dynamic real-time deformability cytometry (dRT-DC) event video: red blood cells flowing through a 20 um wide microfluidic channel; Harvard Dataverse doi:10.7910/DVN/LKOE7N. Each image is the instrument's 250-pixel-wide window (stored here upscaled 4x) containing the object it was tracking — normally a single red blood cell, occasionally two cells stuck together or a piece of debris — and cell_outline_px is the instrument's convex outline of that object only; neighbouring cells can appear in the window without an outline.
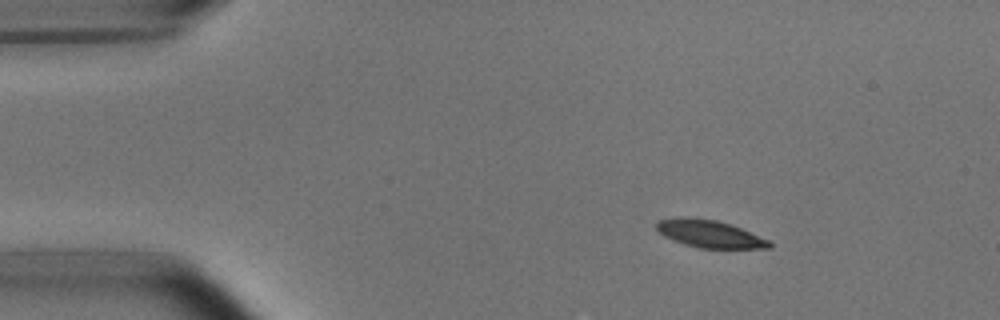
{"species": "common noctule bat (a hibernating species)", "species_latin": "Nyctalus noctula", "temperature_condition": "room temperature", "stored_images_in_passage": 53, "camera_frame_rate_fps": 3000, "um_per_image_px": 0.085, "animal": {"sex": "male", "body_mass_g": 15.6}, "frame": {"image": 1, "passage_image": 7, "time_ms": 2.0, "image_size_px": [1000, 320], "cell_outline_px": [[772, 248], [700, 248], [684, 244], [672, 240], [656, 232], [656, 220], [676, 216], [688, 216], [716, 220], [740, 228], [768, 240], [772, 244]], "centroid_in_image_um": [60.21, 19.86], "position_along_channel_um": 24.8, "area_um2": 18.21}}
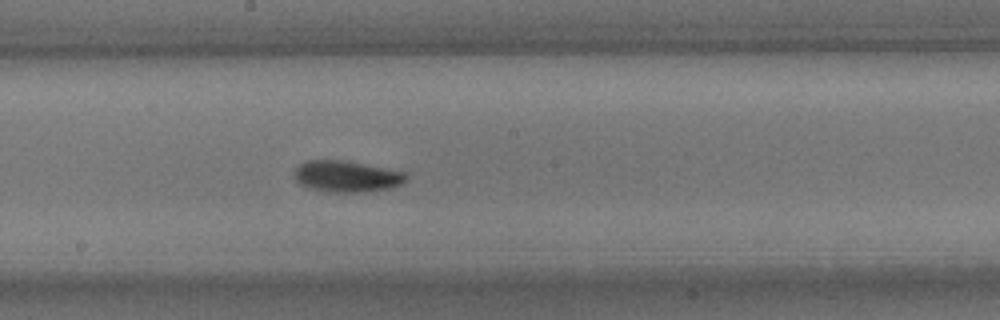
{"frame": {"image": 2, "passage_image": 28, "time_ms": 9.0, "image_size_px": [1000, 320], "cell_outline_px": [[408, 180], [404, 184], [388, 188], [364, 192], [328, 192], [308, 188], [300, 184], [296, 180], [296, 168], [300, 164], [308, 160], [340, 160], [404, 172], [408, 176]], "centroid_in_image_um": [29.48, 15.01], "position_along_channel_um": 218.7, "area_um2": 20.17}}
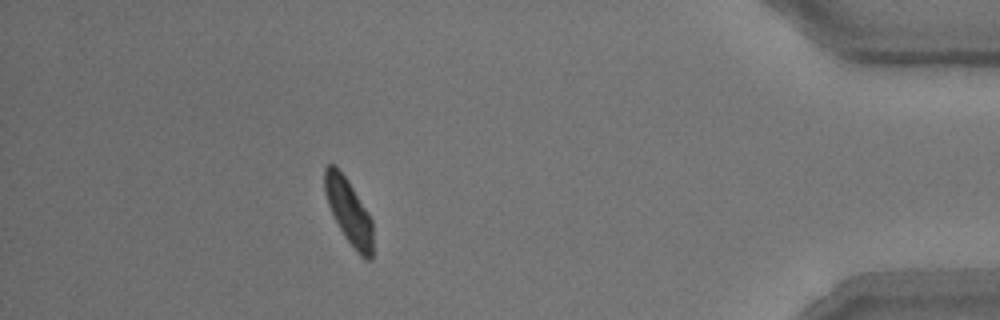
{"frame": {"image": 3, "passage_image": 47, "time_ms": 15.333, "image_size_px": [1000, 320], "cell_outline_px": [[372, 260], [368, 260], [360, 256], [356, 252], [344, 236], [328, 204], [324, 192], [324, 168], [328, 164], [336, 164], [348, 180], [368, 212], [372, 220]], "centroid_in_image_um": [29.64, 17.95], "position_along_channel_um": 405.6, "area_um2": 18.32}, "authors_computed_cell_mechanics": {"area_um2": 18.9584, "velocity_mm_per_s": 3.7281, "shape_relaxation_time_tau1_ms": 2.5266, "shape_relaxation_time_tau2_ms": 2.9213, "deformation_change_tau1": 0.119, "deformation_change_tau2": 0.0865}}